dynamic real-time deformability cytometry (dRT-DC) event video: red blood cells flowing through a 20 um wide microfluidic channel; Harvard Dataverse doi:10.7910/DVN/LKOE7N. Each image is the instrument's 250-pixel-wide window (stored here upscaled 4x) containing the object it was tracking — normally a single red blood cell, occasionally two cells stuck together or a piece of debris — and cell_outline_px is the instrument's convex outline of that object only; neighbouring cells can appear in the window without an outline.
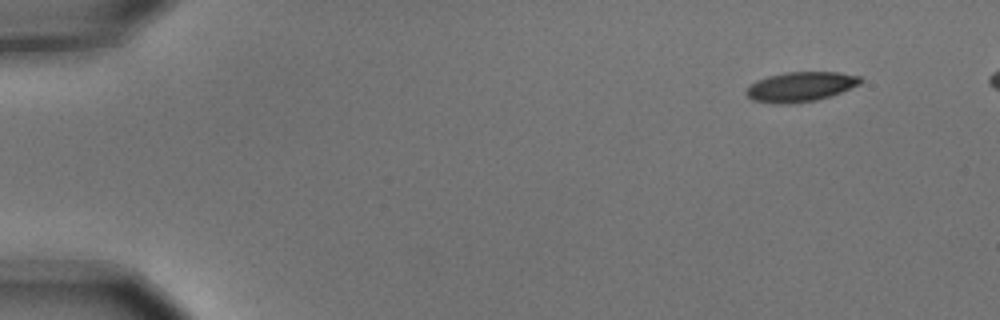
{"species": "common noctule bat (a hibernating species)", "species_latin": "Nyctalus noctula", "temperature_condition": "cold", "stored_images_in_passage": 5, "camera_frame_rate_fps": 3000, "um_per_image_px": 0.085, "animal": {"sex": "male", "body_mass_g": 15.6}, "frame": {"image": 1, "passage_image": 1, "time_ms": 0.0, "image_size_px": [1000, 320], "cell_outline_px": [[864, 80], [860, 84], [840, 92], [816, 100], [788, 104], [776, 104], [752, 100], [748, 96], [748, 88], [756, 80], [768, 76], [788, 72], [840, 72], [860, 76]], "centroid_in_image_um": [68.07, 7.36], "position_along_channel_um": 16.9, "area_um2": 19.59}}